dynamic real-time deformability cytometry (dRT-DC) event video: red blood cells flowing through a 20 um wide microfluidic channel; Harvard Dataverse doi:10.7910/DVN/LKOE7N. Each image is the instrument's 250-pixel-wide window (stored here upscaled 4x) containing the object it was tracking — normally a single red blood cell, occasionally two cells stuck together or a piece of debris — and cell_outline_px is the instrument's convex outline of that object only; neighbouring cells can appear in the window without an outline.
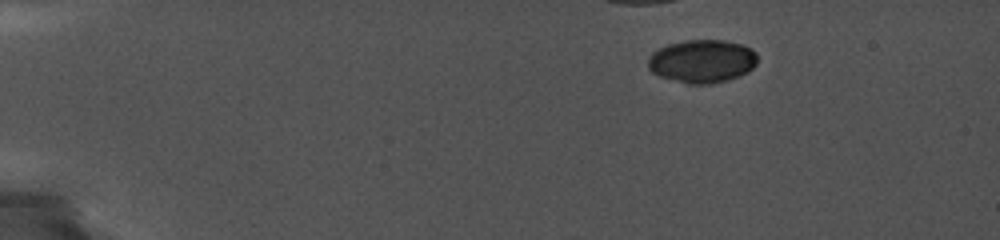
{"species": "common noctule bat (a hibernating species)", "species_latin": "Nyctalus noctula", "temperature_condition": "cold", "stored_images_in_passage": 12, "camera_frame_rate_fps": 5000, "um_per_image_px": 0.085, "animal": {"sex": "female", "body_mass_g": 19.0, "forearm_length_mm": 56.7}, "frame": {"image": 1, "passage_image": 1, "time_ms": 0.0, "image_size_px": [1000, 240], "cell_outline_px": [[756, 64], [748, 72], [740, 76], [728, 80], [712, 84], [688, 84], [660, 76], [652, 72], [648, 68], [648, 56], [652, 52], [668, 44], [684, 40], [724, 40], [744, 44], [752, 48], [756, 52]], "centroid_in_image_um": [59.69, 5.2], "position_along_channel_um": 25.3, "area_um2": 27.8}}